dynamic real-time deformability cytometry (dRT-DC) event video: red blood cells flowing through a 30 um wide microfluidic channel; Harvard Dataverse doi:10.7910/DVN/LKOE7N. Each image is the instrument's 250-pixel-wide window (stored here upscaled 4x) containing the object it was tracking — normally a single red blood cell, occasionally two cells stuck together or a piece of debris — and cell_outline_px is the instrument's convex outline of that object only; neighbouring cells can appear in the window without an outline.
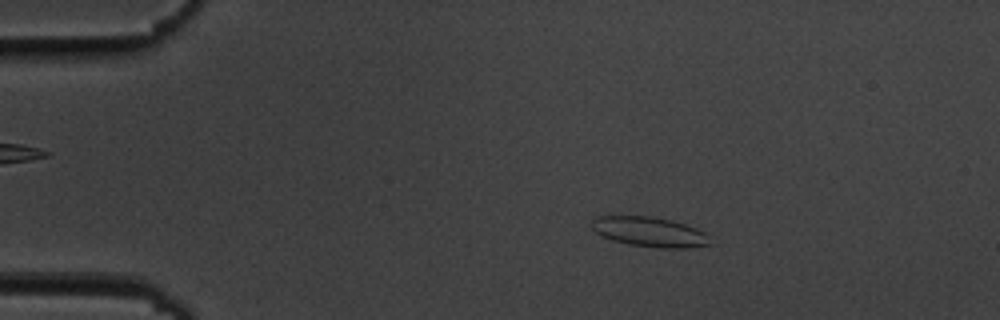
{"species": "common noctule bat (a hibernating species)", "species_latin": "Nyctalus noctula", "temperature_condition": "cold", "stored_images_in_passage": 55, "camera_frame_rate_fps": 3000, "um_per_image_px": 0.085, "animal": {"sex": "male", "body_mass_g": 19.5, "forearm_length_mm": 54.6}, "frame": {"image": 1, "passage_image": 9, "time_ms": 2.667, "image_size_px": [1000, 320], "cell_outline_px": [[716, 244], [688, 248], [656, 248], [628, 244], [612, 240], [596, 232], [592, 228], [592, 220], [596, 216], [652, 216], [672, 220], [696, 228], [704, 232]], "centroid_in_image_um": [55.27, 19.72], "position_along_channel_um": 29.7, "area_um2": 20.81}}
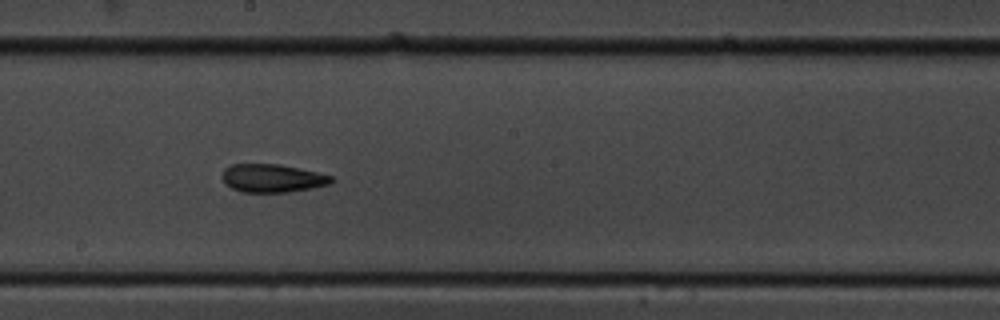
{"frame": {"image": 2, "passage_image": 30, "time_ms": 9.667, "image_size_px": [1000, 320], "cell_outline_px": [[336, 180], [328, 184], [312, 188], [288, 192], [244, 192], [232, 188], [220, 176], [224, 168], [232, 164], [280, 164], [316, 172], [332, 176]], "centroid_in_image_um": [23.15, 15.14], "position_along_channel_um": 225.1, "area_um2": 17.86}}
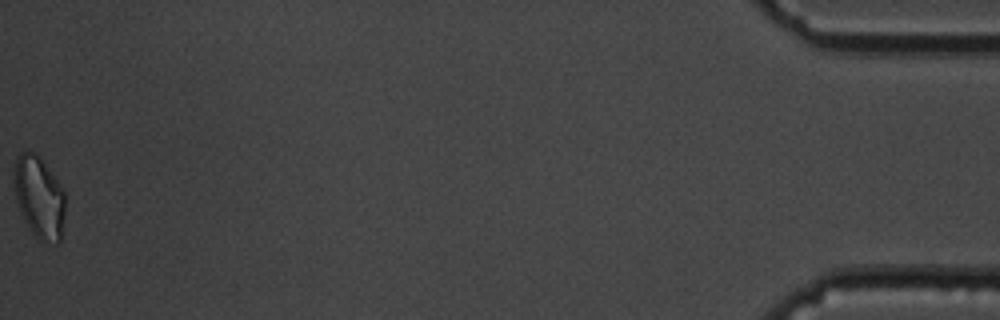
{"frame": {"image": 3, "passage_image": 55, "time_ms": 18.0, "image_size_px": [1000, 320], "cell_outline_px": [[64, 212], [60, 244], [56, 244], [40, 240], [28, 228], [20, 212], [16, 200], [12, 176], [16, 156], [20, 152], [36, 152], [40, 156], [64, 188]], "centroid_in_image_um": [3.31, 16.73], "position_along_channel_um": 431.9, "area_um2": 24.91}, "authors_computed_cell_mechanics": {"area_um2": 18.785, "velocity_mm_per_s": 3.605, "shape_relaxation_time_tau1_ms": 4.1649, "shape_relaxation_time_tau2_ms": 2.0719, "deformation_change_tau1": 0.1166, "deformation_change_tau2": 0.0781}}